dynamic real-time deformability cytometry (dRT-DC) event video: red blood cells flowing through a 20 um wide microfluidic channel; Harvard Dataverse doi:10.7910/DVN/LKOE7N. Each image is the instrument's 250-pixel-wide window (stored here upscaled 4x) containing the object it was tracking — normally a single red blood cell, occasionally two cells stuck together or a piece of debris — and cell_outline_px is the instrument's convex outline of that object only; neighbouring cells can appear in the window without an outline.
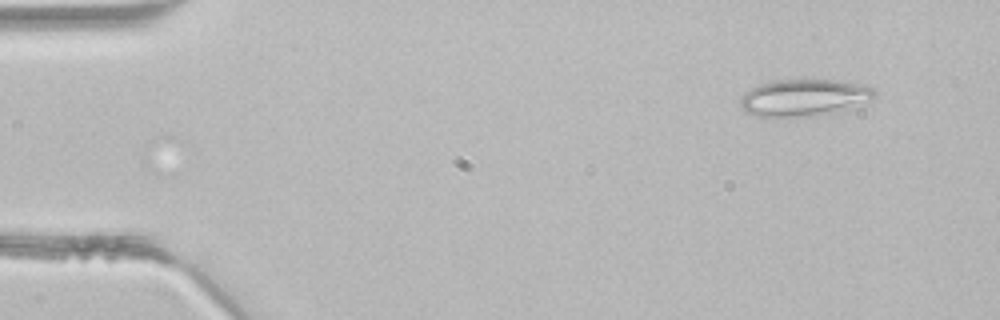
{"species": "common noctule bat (a hibernating species)", "species_latin": "Nyctalus noctula", "temperature_condition": "room temperature", "stored_images_in_passage": 3, "camera_frame_rate_fps": 3000, "um_per_image_px": 0.085, "animal": {"sex": "male", "body_mass_g": 21.5, "forearm_length_mm": 52.0}, "frame": {"image": 1, "passage_image": 1, "time_ms": 0.0, "image_size_px": [1000, 320], "cell_outline_px": [[876, 96], [856, 108], [812, 116], [760, 116], [744, 112], [740, 108], [740, 100], [744, 92], [760, 84], [772, 80], [804, 76], [840, 80], [872, 88], [876, 92]], "centroid_in_image_um": [68.35, 8.25], "position_along_channel_um": 16.7, "area_um2": 29.88}}